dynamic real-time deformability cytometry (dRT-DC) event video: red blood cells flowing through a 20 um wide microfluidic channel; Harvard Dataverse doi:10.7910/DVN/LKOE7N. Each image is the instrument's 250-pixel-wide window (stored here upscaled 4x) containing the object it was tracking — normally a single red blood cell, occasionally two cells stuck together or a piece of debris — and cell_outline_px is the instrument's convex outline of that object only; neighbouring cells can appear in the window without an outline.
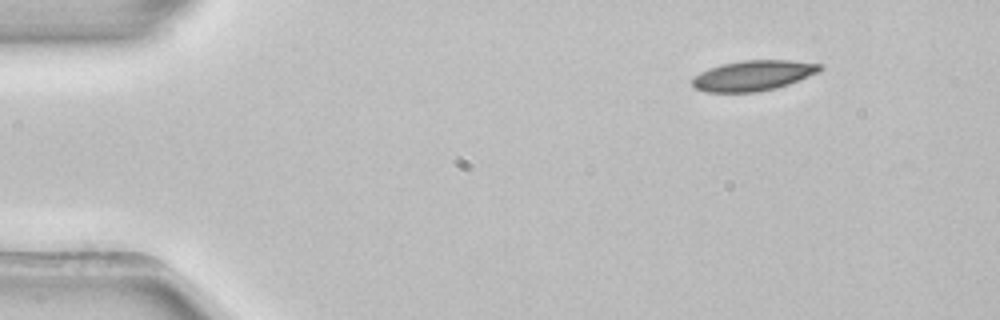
{"species": "common noctule bat (a hibernating species)", "species_latin": "Nyctalus noctula", "temperature_condition": "room temperature", "stored_images_in_passage": 3, "camera_frame_rate_fps": 3000, "um_per_image_px": 0.085, "animal": {"sex": "female", "body_mass_g": 22.7, "forearm_length_mm": 54.2}, "frame": {"image": 1, "passage_image": 1, "time_ms": 0.0, "image_size_px": [1000, 320], "cell_outline_px": [[824, 68], [820, 72], [788, 84], [776, 88], [756, 92], [704, 92], [696, 88], [692, 84], [692, 76], [708, 68], [720, 64], [744, 60], [788, 60], [820, 64]], "centroid_in_image_um": [64.0, 6.42], "position_along_channel_um": 21.0, "area_um2": 22.66}}